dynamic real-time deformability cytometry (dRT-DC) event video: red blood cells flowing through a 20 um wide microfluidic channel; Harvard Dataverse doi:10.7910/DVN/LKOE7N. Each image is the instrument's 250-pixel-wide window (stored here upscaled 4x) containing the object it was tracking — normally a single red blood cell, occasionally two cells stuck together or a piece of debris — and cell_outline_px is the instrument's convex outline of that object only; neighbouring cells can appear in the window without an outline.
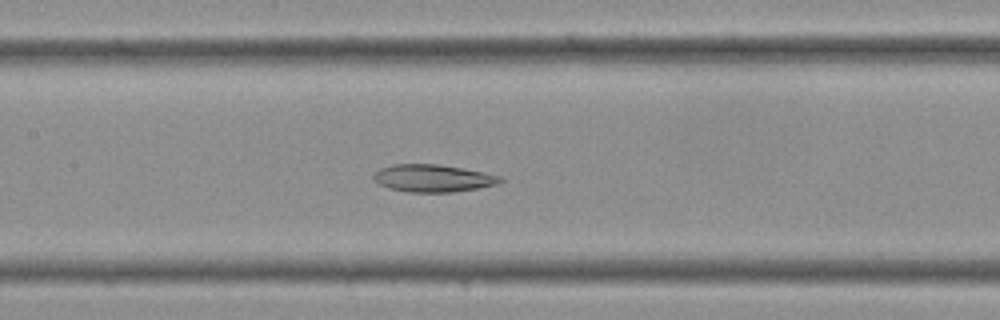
{"species": "Egyptian fruit bat (a non-hibernating species)", "species_latin": "Rousettus aegyptiacus", "temperature_condition": "cold", "stored_images_in_passage": 36, "camera_frame_rate_fps": 3000, "um_per_image_px": 0.085, "frame": {"image": 1, "passage_image": 17, "time_ms": 5.333, "image_size_px": [1000, 320], "cell_outline_px": [[504, 180], [496, 184], [476, 188], [452, 192], [408, 192], [388, 188], [380, 184], [372, 176], [380, 168], [392, 164], [436, 164], [484, 172], [504, 176]], "centroid_in_image_um": [36.81, 15.14], "position_along_channel_um": 170.6, "area_um2": 20.11}}
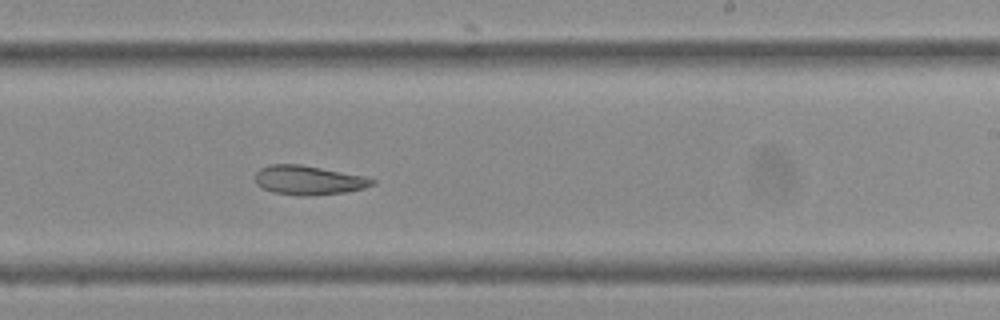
{"frame": {"image": 2, "passage_image": 22, "time_ms": 7.0, "image_size_px": [1000, 320], "cell_outline_px": [[376, 184], [364, 188], [344, 192], [304, 196], [300, 196], [272, 192], [256, 184], [256, 172], [260, 168], [268, 164], [300, 164], [364, 176], [376, 180]], "centroid_in_image_um": [26.22, 15.31], "position_along_channel_um": 262.8, "area_um2": 19.83}}
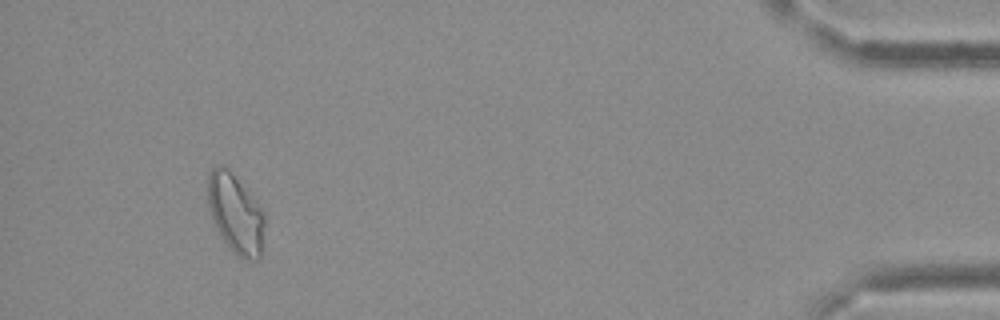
{"frame": {"image": 3, "passage_image": 34, "time_ms": 11.0, "image_size_px": [1000, 320], "cell_outline_px": [[264, 224], [260, 260], [248, 260], [232, 252], [220, 236], [212, 220], [208, 204], [208, 176], [212, 168], [216, 164], [220, 164], [228, 168], [260, 208], [264, 216]], "centroid_in_image_um": [19.99, 18.18], "position_along_channel_um": 415.2, "area_um2": 25.89}}